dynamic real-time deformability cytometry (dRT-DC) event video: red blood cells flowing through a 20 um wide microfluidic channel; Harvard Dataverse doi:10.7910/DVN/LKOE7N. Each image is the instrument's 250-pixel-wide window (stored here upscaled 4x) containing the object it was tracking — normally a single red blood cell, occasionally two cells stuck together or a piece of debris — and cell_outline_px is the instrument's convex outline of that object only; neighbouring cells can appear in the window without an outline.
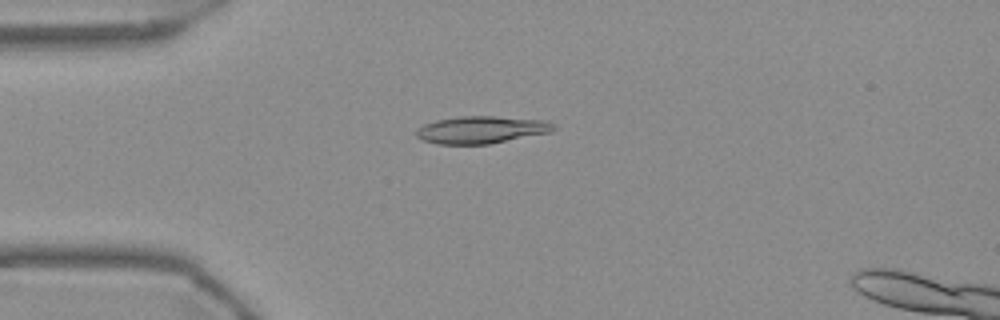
{"species": "Egyptian fruit bat (a non-hibernating species)", "species_latin": "Rousettus aegyptiacus", "temperature_condition": "warm", "stored_images_in_passage": 54, "camera_frame_rate_fps": 3000, "um_per_image_px": 0.085, "frame": {"image": 1, "passage_image": 14, "time_ms": 4.333, "image_size_px": [1000, 320], "cell_outline_px": [[556, 128], [552, 132], [488, 144], [436, 144], [424, 140], [416, 136], [416, 128], [424, 124], [436, 120], [460, 116], [496, 116], [548, 120], [556, 124]], "centroid_in_image_um": [40.95, 11.02], "position_along_channel_um": 44.0, "area_um2": 22.08}}
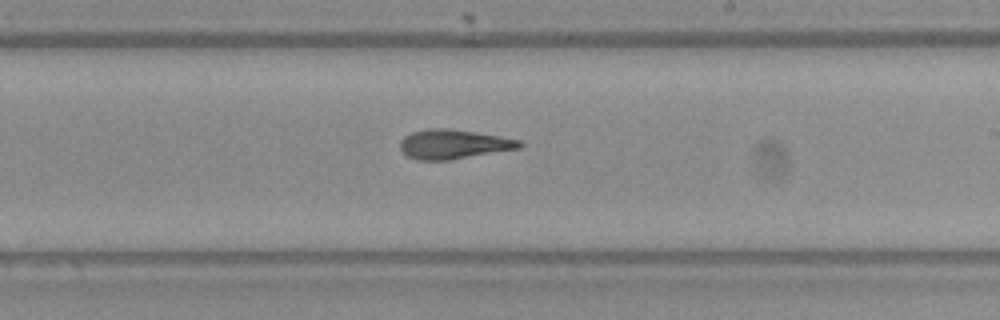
{"frame": {"image": 2, "passage_image": 32, "time_ms": 10.333, "image_size_px": [1000, 320], "cell_outline_px": [[524, 144], [520, 148], [448, 160], [416, 160], [408, 156], [400, 148], [400, 140], [404, 136], [412, 132], [428, 128], [448, 128], [500, 136], [520, 140]], "centroid_in_image_um": [38.53, 12.25], "position_along_channel_um": 250.5, "area_um2": 20.35}}
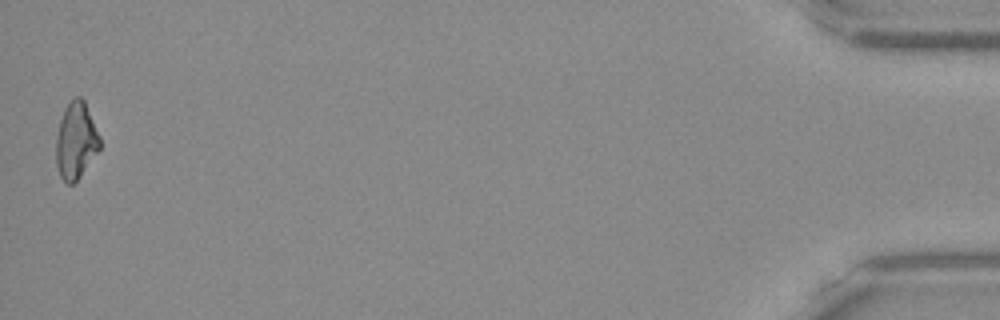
{"frame": {"image": 3, "passage_image": 54, "time_ms": 17.667, "image_size_px": [1000, 320], "cell_outline_px": [[100, 148], [80, 176], [72, 184], [68, 184], [60, 176], [56, 164], [56, 136], [60, 120], [64, 108], [76, 96], [80, 96], [84, 100], [100, 136]], "centroid_in_image_um": [6.45, 11.95], "position_along_channel_um": 428.8, "area_um2": 19.36}, "authors_computed_cell_mechanics": {"area_um2": 20.6924, "velocity_mm_per_s": 3.7379, "shape_relaxation_time_tau1_ms": null, "shape_relaxation_time_tau2_ms": 3.7245, "deformation_change_tau1": null, "deformation_change_tau2": 0.1098}}